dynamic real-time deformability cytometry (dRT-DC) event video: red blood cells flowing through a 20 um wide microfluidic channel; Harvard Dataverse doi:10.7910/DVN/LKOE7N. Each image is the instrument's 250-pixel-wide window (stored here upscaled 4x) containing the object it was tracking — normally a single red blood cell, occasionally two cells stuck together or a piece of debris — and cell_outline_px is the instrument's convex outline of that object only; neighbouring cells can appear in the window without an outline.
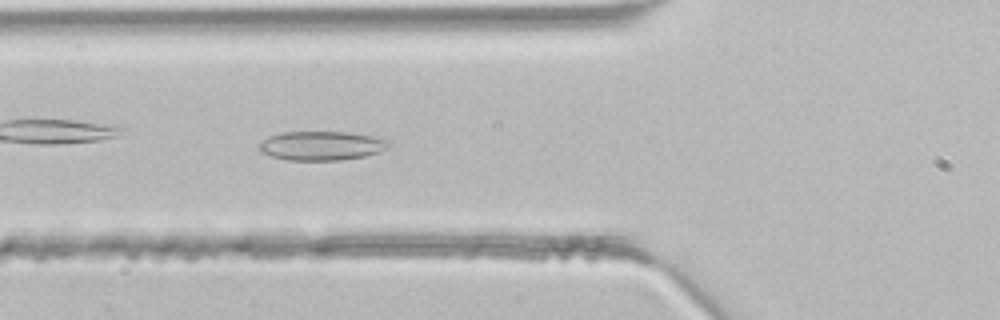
{"species": "common noctule bat (a hibernating species)", "species_latin": "Nyctalus noctula", "temperature_condition": "room temperature", "stored_images_in_passage": 43, "segment_of_instrument_passage": [1, 2], "camera_frame_rate_fps": 3000, "um_per_image_px": 0.085, "animal": {"sex": "male", "body_mass_g": 21.5, "forearm_length_mm": 52.0}, "frame": {"image": 1, "passage_image": 15, "time_ms": 4.667, "image_size_px": [1000, 320], "cell_outline_px": [[392, 144], [388, 148], [380, 152], [364, 156], [340, 160], [288, 160], [272, 156], [260, 152], [260, 144], [268, 136], [284, 132], [348, 132], [372, 136], [392, 140]], "centroid_in_image_um": [27.4, 12.38], "position_along_channel_um": 98.4, "area_um2": 22.02}}
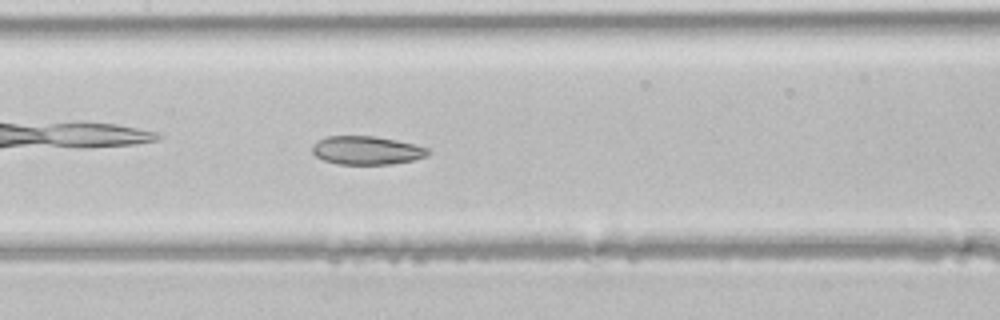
{"frame": {"image": 2, "passage_image": 20, "time_ms": 6.333, "image_size_px": [1000, 320], "cell_outline_px": [[432, 152], [428, 156], [412, 160], [392, 164], [336, 164], [324, 160], [316, 156], [312, 152], [312, 144], [328, 136], [372, 136], [432, 148]], "centroid_in_image_um": [31.19, 12.79], "position_along_channel_um": 176.2, "area_um2": 19.13}}
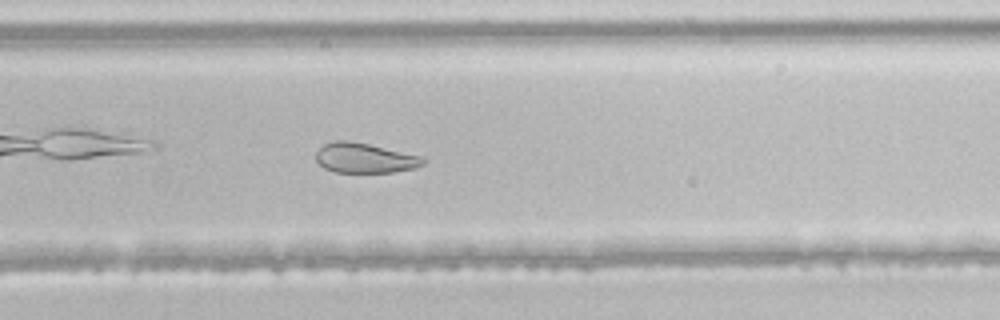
{"frame": {"image": 3, "passage_image": 28, "time_ms": 9.0, "image_size_px": [1000, 320], "cell_outline_px": [[424, 164], [416, 168], [392, 172], [336, 172], [324, 168], [316, 160], [316, 152], [324, 144], [332, 140], [344, 140], [368, 144], [424, 156]], "centroid_in_image_um": [31.01, 13.43], "position_along_channel_um": 298.8, "area_um2": 18.67}}